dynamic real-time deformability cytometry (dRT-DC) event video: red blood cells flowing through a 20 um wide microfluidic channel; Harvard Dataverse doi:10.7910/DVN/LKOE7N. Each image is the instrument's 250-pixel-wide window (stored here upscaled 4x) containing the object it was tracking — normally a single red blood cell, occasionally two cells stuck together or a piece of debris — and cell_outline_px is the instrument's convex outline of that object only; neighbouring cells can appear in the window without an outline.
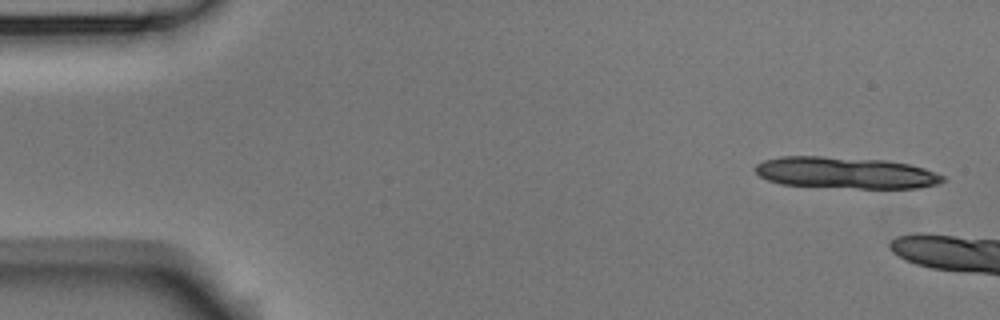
{"species": "Egyptian fruit bat (a non-hibernating species)", "species_latin": "Rousettus aegyptiacus", "temperature_condition": "room temperature", "stored_images_in_passage": 7, "camera_frame_rate_fps": 3000, "um_per_image_px": 0.085, "animal": {"sex": "male"}, "frame": {"image": 1, "passage_image": 1, "time_ms": 0.0, "image_size_px": [1000, 320], "cell_outline_px": [[944, 180], [936, 184], [916, 188], [860, 188], [780, 184], [768, 180], [760, 176], [756, 172], [756, 164], [764, 160], [780, 156], [820, 156], [884, 160], [908, 164], [924, 168], [936, 172], [944, 176]], "centroid_in_image_um": [71.86, 14.68], "position_along_channel_um": 13.1, "area_um2": 34.22}}